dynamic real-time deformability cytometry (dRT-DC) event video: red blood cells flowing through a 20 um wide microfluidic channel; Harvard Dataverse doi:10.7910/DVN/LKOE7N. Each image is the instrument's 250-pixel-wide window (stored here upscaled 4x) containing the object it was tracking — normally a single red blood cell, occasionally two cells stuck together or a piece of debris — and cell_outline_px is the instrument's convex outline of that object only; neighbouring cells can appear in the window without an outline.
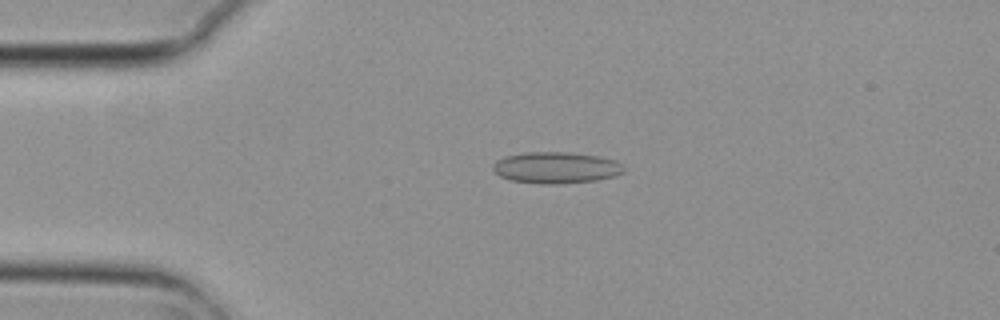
{"species": "common noctule bat (a hibernating species)", "species_latin": "Nyctalus noctula", "temperature_condition": "cold", "stored_images_in_passage": 4, "camera_frame_rate_fps": 3000, "um_per_image_px": 0.085, "animal": {"sex": "female", "body_mass_g": 29.2, "forearm_length_mm": 56.3}, "frame": {"image": 1, "passage_image": 3, "time_ms": 0.667, "image_size_px": [1000, 320], "cell_outline_px": [[624, 172], [616, 176], [596, 180], [560, 184], [540, 184], [512, 180], [500, 176], [492, 168], [492, 164], [496, 160], [504, 156], [524, 152], [568, 152], [600, 156], [616, 160], [624, 168]], "centroid_in_image_um": [47.26, 14.24], "position_along_channel_um": 37.7, "area_um2": 24.16}}